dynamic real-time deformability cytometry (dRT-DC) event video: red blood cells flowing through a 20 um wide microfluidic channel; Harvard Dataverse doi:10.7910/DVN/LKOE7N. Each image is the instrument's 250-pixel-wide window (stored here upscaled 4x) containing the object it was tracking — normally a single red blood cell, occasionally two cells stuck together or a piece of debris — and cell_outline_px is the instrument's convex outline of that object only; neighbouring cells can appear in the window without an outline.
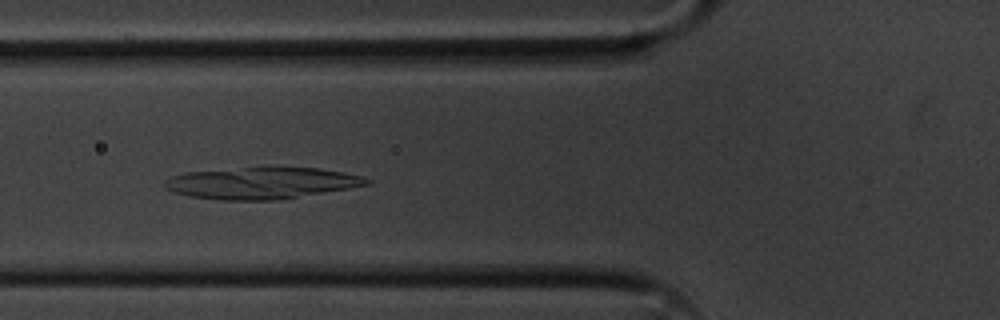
{"species": "common noctule bat (a hibernating species)", "species_latin": "Nyctalus noctula", "temperature_condition": "cold", "stored_images_in_passage": 54, "camera_frame_rate_fps": 3000, "um_per_image_px": 0.085, "animal": {"sex": "male", "body_mass_g": 20.1, "forearm_length_mm": 53.5}, "frame": {"image": 1, "passage_image": 19, "time_ms": 6.0, "image_size_px": [1000, 320], "cell_outline_px": [[364, 184], [344, 188], [292, 196], [260, 200], [244, 200], [196, 196], [180, 192], [176, 188], [180, 176], [196, 172], [252, 168], [312, 168], [336, 172], [356, 176], [364, 180]], "centroid_in_image_um": [22.41, 15.55], "position_along_channel_um": 103.4, "area_um2": 32.6}}
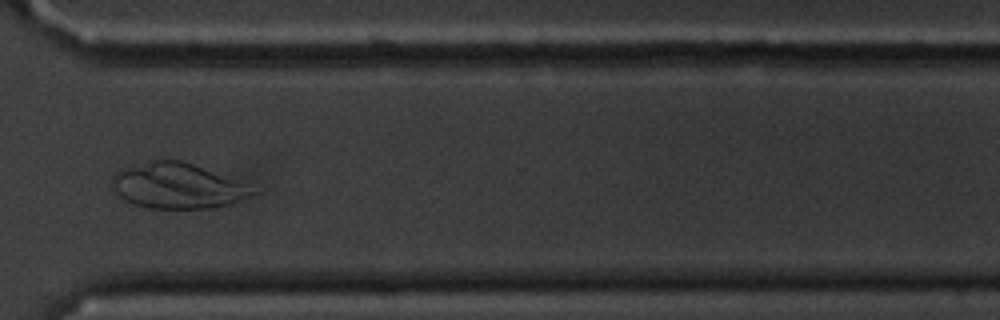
{"frame": {"image": 2, "passage_image": 40, "time_ms": 13.0, "image_size_px": [1000, 320], "cell_outline_px": [[232, 200], [224, 204], [196, 208], [160, 208], [140, 204], [128, 200], [124, 196], [124, 172], [164, 160], [176, 160], [188, 164], [208, 172], [220, 180]], "centroid_in_image_um": [14.78, 15.84], "position_along_channel_um": 355.8, "area_um2": 28.55}}